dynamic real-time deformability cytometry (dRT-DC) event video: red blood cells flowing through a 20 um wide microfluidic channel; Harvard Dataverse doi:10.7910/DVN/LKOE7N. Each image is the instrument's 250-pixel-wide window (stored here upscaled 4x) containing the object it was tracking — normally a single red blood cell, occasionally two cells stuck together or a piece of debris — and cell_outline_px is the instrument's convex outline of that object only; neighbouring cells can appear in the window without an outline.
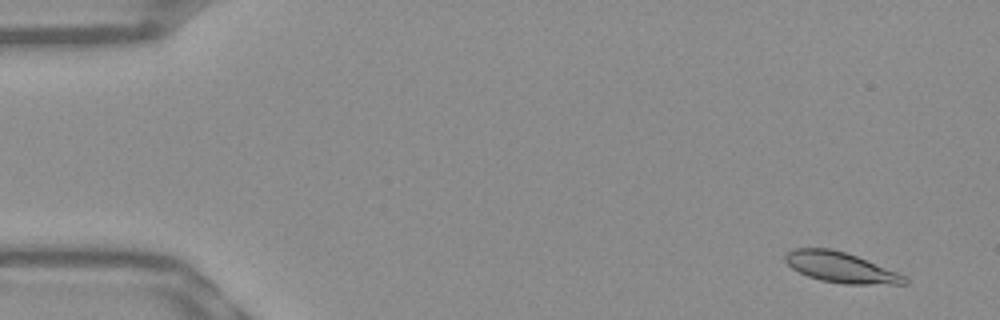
{"species": "Egyptian fruit bat (a non-hibernating species)", "species_latin": "Rousettus aegyptiacus", "temperature_condition": "warm", "stored_images_in_passage": 53, "camera_frame_rate_fps": 3000, "um_per_image_px": 0.085, "frame": {"image": 1, "passage_image": 4, "time_ms": 1.0, "image_size_px": [1000, 320], "cell_outline_px": [[908, 284], [844, 284], [820, 280], [808, 276], [792, 268], [784, 260], [784, 256], [788, 252], [796, 248], [828, 248], [844, 252], [856, 256], [896, 272], [904, 276], [908, 280]], "centroid_in_image_um": [71.44, 22.73], "position_along_channel_um": 13.6, "area_um2": 20.81}}
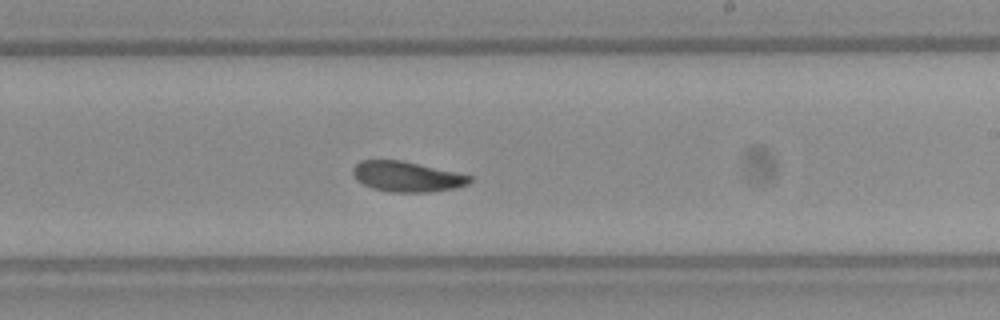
{"frame": {"image": 2, "passage_image": 32, "time_ms": 10.333, "image_size_px": [1000, 320], "cell_outline_px": [[472, 180], [468, 184], [456, 188], [432, 192], [388, 192], [372, 188], [356, 180], [352, 172], [352, 168], [360, 160], [400, 160], [456, 172], [472, 176]], "centroid_in_image_um": [34.58, 15.02], "position_along_channel_um": 254.4, "area_um2": 20.69}}
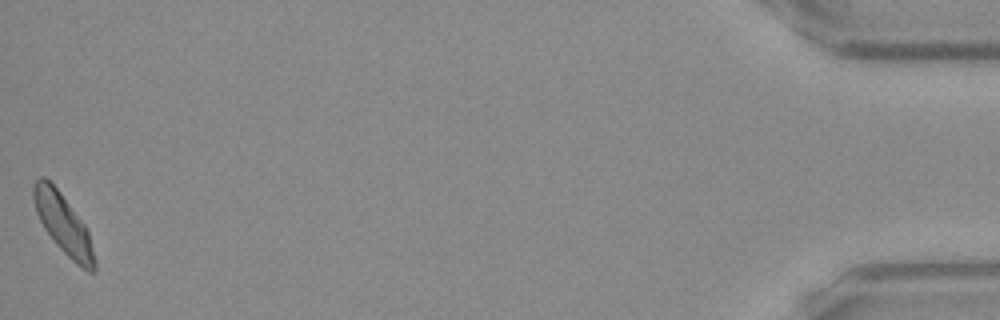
{"frame": {"image": 3, "passage_image": 53, "time_ms": 17.333, "image_size_px": [1000, 320], "cell_outline_px": [[96, 268], [92, 272], [88, 272], [76, 264], [56, 244], [44, 228], [36, 212], [32, 196], [32, 188], [36, 180], [40, 176], [44, 176], [60, 192], [88, 228], [96, 260]], "centroid_in_image_um": [5.4, 19.06], "position_along_channel_um": 429.8, "area_um2": 21.27}, "authors_computed_cell_mechanics": {"area_um2": 21.0392, "velocity_mm_per_s": 3.8747, "shape_relaxation_time_tau1_ms": 2.7828, "shape_relaxation_time_tau2_ms": 5.0269, "deformation_change_tau1": 0.1307, "deformation_change_tau2": 0.0899}}